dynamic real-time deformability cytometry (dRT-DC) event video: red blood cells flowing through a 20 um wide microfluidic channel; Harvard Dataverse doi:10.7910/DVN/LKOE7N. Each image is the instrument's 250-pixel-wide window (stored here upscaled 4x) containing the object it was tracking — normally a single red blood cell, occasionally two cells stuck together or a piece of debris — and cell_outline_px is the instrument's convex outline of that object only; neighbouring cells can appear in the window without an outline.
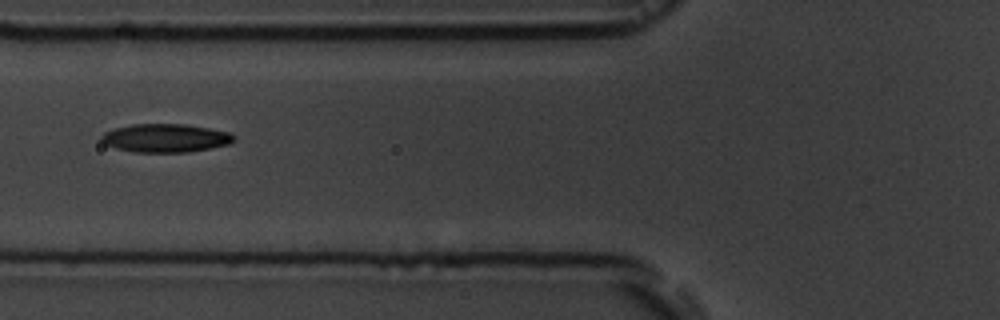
{"species": "common noctule bat (a hibernating species)", "species_latin": "Nyctalus noctula", "temperature_condition": "room temperature", "stored_images_in_passage": 15, "camera_frame_rate_fps": 3000, "um_per_image_px": 0.085, "animal": {"sex": "male", "body_mass_g": 19.5, "forearm_length_mm": 54.6}, "frame": {"image": 1, "passage_image": 6, "time_ms": 6.333, "image_size_px": [1000, 320], "cell_outline_px": [[236, 136], [228, 144], [188, 152], [132, 152], [116, 148], [104, 144], [100, 140], [100, 136], [104, 132], [116, 128], [132, 124], [184, 124], [232, 132]], "centroid_in_image_um": [14.03, 11.73], "position_along_channel_um": 111.8, "area_um2": 21.91}}
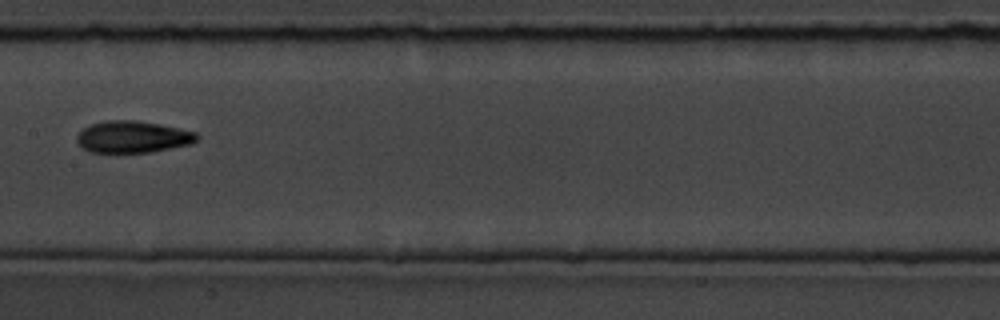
{"frame": {"image": 2, "passage_image": 8, "time_ms": 8.667, "image_size_px": [1000, 320], "cell_outline_px": [[200, 136], [192, 144], [152, 152], [88, 152], [76, 140], [76, 136], [88, 124], [108, 120], [136, 120], [160, 124], [196, 132]], "centroid_in_image_um": [11.3, 11.63], "position_along_channel_um": 196.1, "area_um2": 22.31}}
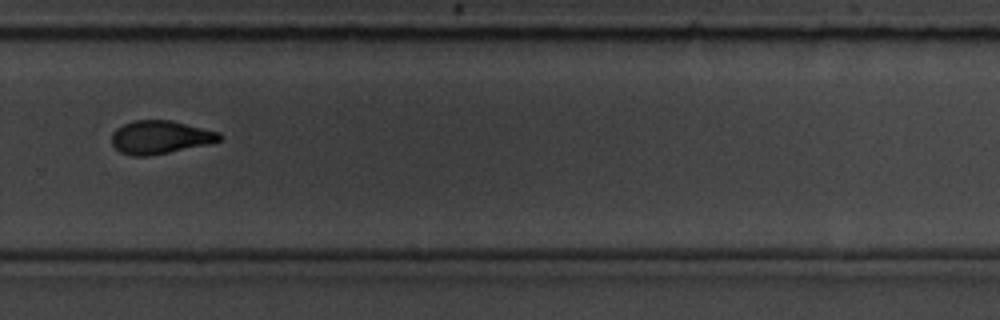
{"frame": {"image": 3, "passage_image": 11, "time_ms": 12.0, "image_size_px": [1000, 320], "cell_outline_px": [[224, 136], [220, 140], [208, 144], [148, 156], [132, 156], [120, 152], [112, 144], [112, 132], [116, 128], [132, 120], [168, 120], [220, 132]], "centroid_in_image_um": [13.6, 11.66], "position_along_channel_um": 316.2, "area_um2": 20.75}, "authors_computed_cell_mechanics": {"area_um2": 21.9062, "velocity_mm_per_s": 3.6072, "shape_relaxation_time_tau1_ms": 5.9933, "shape_relaxation_time_tau2_ms": 7.8751, "deformation_change_tau1": 0.1752, "deformation_change_tau2": 0.166}}